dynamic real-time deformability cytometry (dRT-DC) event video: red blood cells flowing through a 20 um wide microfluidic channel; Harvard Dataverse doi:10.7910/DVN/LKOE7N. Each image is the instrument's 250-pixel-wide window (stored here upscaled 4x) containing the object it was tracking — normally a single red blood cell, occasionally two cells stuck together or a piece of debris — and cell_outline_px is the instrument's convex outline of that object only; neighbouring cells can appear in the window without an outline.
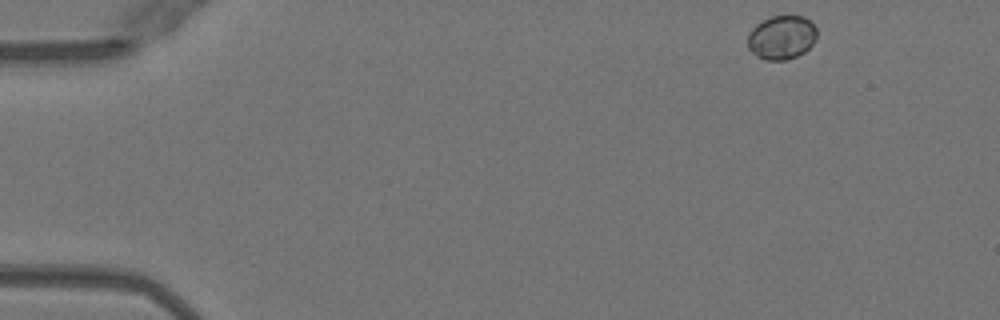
{"species": "Egyptian fruit bat (a non-hibernating species)", "species_latin": "Rousettus aegyptiacus", "temperature_condition": "warm", "stored_images_in_passage": 47, "camera_frame_rate_fps": 3000, "um_per_image_px": 0.085, "animal": {"sex": "female"}, "frame": {"image": 1, "passage_image": 1, "time_ms": 0.0, "image_size_px": [1000, 320], "cell_outline_px": [[816, 40], [804, 52], [796, 56], [784, 60], [764, 60], [756, 56], [748, 48], [748, 36], [752, 28], [756, 24], [772, 16], [804, 16], [816, 28]], "centroid_in_image_um": [66.42, 3.19], "position_along_channel_um": 18.6, "area_um2": 17.57}}
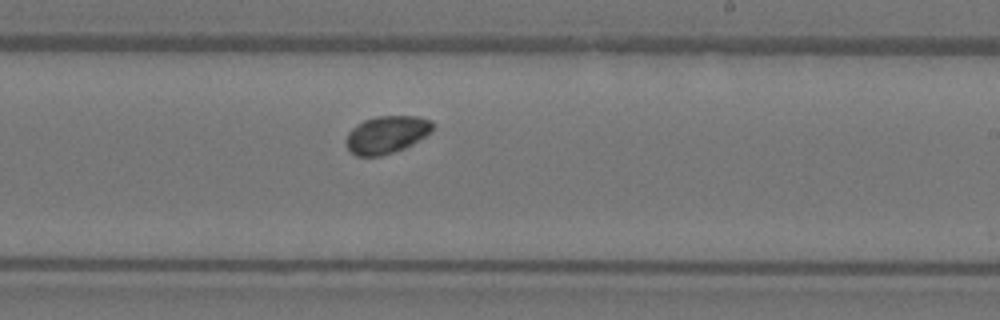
{"frame": {"image": 2, "passage_image": 27, "time_ms": 8.667, "image_size_px": [1000, 320], "cell_outline_px": [[432, 132], [412, 144], [404, 148], [380, 156], [356, 156], [348, 148], [348, 132], [352, 128], [364, 120], [376, 116], [416, 116], [432, 120]], "centroid_in_image_um": [32.89, 11.43], "position_along_channel_um": 256.1, "area_um2": 18.67}}
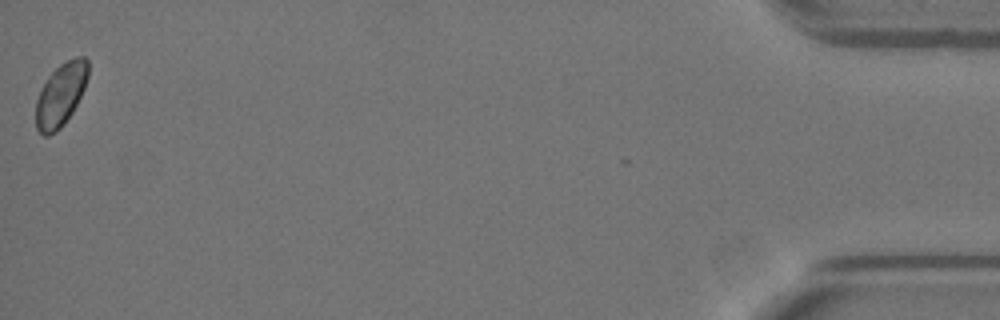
{"frame": {"image": 3, "passage_image": 47, "time_ms": 15.333, "image_size_px": [1000, 320], "cell_outline_px": [[88, 76], [84, 88], [72, 112], [64, 124], [56, 132], [48, 136], [44, 136], [36, 128], [36, 100], [40, 88], [48, 76], [60, 64], [76, 56], [84, 56], [88, 60]], "centroid_in_image_um": [5.15, 8.04], "position_along_channel_um": 430.1, "area_um2": 19.19}}